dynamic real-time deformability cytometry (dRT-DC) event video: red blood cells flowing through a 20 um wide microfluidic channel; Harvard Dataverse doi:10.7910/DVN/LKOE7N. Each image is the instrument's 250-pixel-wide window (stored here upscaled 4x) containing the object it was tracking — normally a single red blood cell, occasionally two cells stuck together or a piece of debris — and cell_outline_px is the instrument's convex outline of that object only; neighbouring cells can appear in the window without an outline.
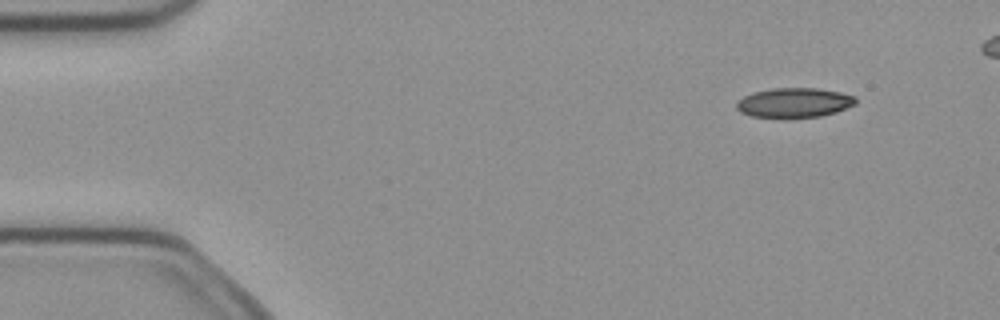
{"species": "common noctule bat (a hibernating species)", "species_latin": "Nyctalus noctula", "temperature_condition": "cold", "stored_images_in_passage": 6, "camera_frame_rate_fps": 3000, "um_per_image_px": 0.085, "animal": {"sex": "female", "body_mass_g": 21.9}, "frame": {"image": 1, "passage_image": 2, "time_ms": 0.333, "image_size_px": [1000, 320], "cell_outline_px": [[856, 104], [836, 112], [820, 116], [784, 120], [752, 116], [740, 112], [736, 108], [736, 100], [752, 92], [772, 88], [816, 88], [840, 92], [856, 96]], "centroid_in_image_um": [67.47, 8.76], "position_along_channel_um": 17.5, "area_um2": 21.27}}